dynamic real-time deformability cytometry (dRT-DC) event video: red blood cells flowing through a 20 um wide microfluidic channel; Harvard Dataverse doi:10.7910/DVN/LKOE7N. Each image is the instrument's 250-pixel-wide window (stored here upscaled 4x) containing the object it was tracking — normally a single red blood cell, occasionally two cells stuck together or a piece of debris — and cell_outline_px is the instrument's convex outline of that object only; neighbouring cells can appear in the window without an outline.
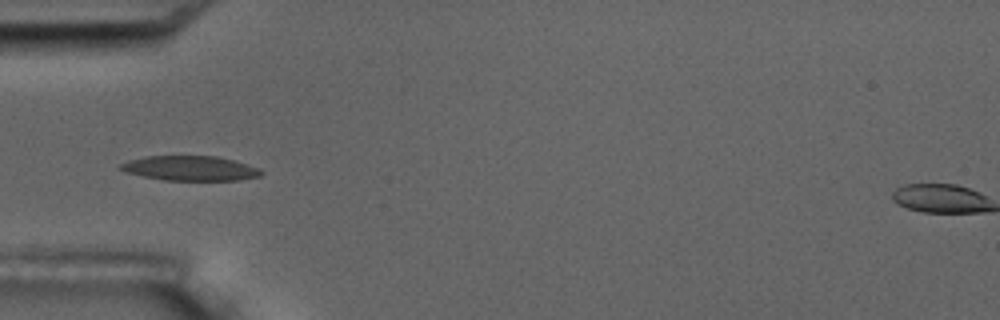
{"species": "common noctule bat (a hibernating species)", "species_latin": "Nyctalus noctula", "temperature_condition": "room temperature", "stored_images_in_passage": 7, "camera_frame_rate_fps": 3000, "um_per_image_px": 0.085, "animal": {"sex": "male", "body_mass_g": 17.5, "forearm_length_mm": 52.3}, "frame": {"image": 1, "passage_image": 5, "time_ms": 4.333, "image_size_px": [1000, 320], "cell_outline_px": [[264, 172], [260, 176], [240, 180], [164, 180], [124, 172], [116, 168], [120, 164], [128, 160], [144, 156], [216, 156], [232, 160], [260, 168]], "centroid_in_image_um": [16.13, 14.3], "position_along_channel_um": 68.9, "area_um2": 20.35}}